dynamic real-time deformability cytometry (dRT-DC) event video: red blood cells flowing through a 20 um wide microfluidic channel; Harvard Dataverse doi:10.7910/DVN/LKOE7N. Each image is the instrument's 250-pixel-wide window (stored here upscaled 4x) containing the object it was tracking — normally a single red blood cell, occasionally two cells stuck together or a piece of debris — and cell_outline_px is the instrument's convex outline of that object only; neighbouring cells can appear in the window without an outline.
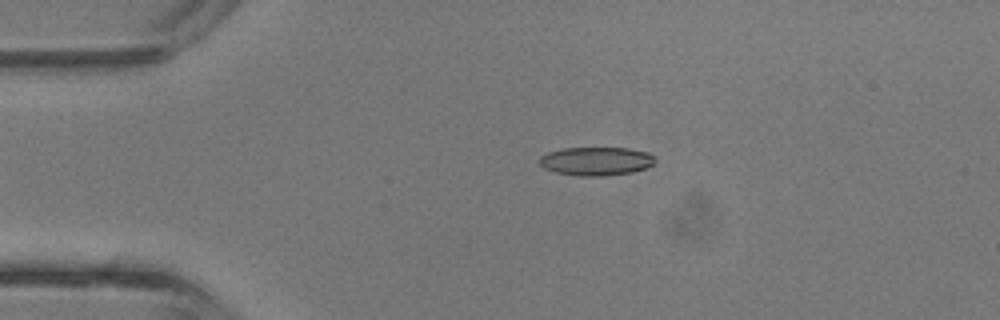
{"species": "common noctule bat (a hibernating species)", "species_latin": "Nyctalus noctula", "temperature_condition": "room temperature", "stored_images_in_passage": 5, "camera_frame_rate_fps": 3000, "um_per_image_px": 0.085, "animal": {"sex": "male", "body_mass_g": 13.3}, "frame": {"image": 1, "passage_image": 5, "time_ms": 1.333, "image_size_px": [1000, 320], "cell_outline_px": [[656, 164], [632, 172], [604, 176], [576, 176], [552, 172], [544, 168], [540, 164], [540, 156], [548, 152], [560, 148], [628, 148], [648, 152], [656, 156]], "centroid_in_image_um": [50.68, 13.7], "position_along_channel_um": 34.3, "area_um2": 19.54}}